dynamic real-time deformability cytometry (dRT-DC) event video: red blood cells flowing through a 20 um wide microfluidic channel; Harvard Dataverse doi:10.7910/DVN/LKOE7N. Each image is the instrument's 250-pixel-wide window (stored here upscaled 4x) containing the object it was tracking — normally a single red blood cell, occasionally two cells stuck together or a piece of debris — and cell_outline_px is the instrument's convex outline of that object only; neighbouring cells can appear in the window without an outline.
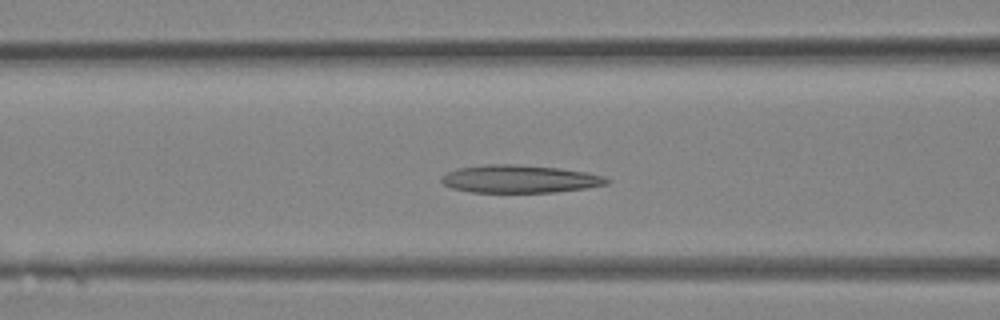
{"species": "Egyptian fruit bat (a non-hibernating species)", "species_latin": "Rousettus aegyptiacus", "temperature_condition": "room temperature", "stored_images_in_passage": 27, "camera_frame_rate_fps": 3000, "um_per_image_px": 0.085, "animal": {"sex": "female"}, "frame": {"image": 1, "passage_image": 7, "time_ms": 2.0, "image_size_px": [1000, 320], "cell_outline_px": [[612, 180], [608, 184], [584, 188], [556, 192], [472, 192], [452, 188], [444, 184], [440, 180], [440, 176], [456, 168], [488, 164], [512, 164], [560, 168], [588, 172], [604, 176]], "centroid_in_image_um": [44.18, 15.2], "position_along_channel_um": 122.4, "area_um2": 26.88}}
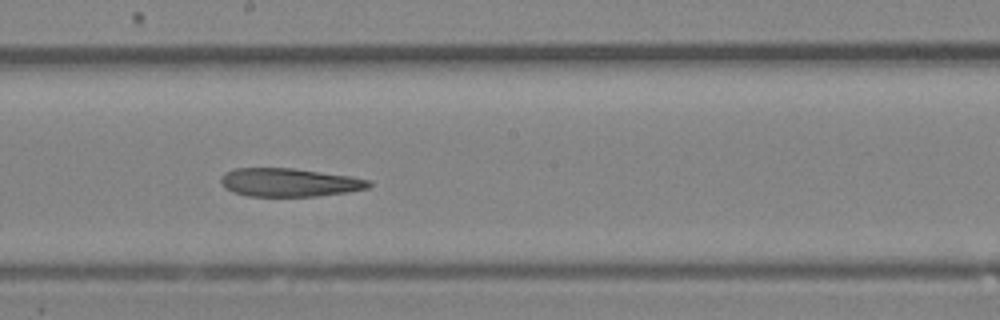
{"frame": {"image": 2, "passage_image": 12, "time_ms": 3.667, "image_size_px": [1000, 320], "cell_outline_px": [[372, 184], [368, 188], [348, 192], [316, 196], [248, 196], [232, 192], [224, 188], [220, 184], [220, 176], [224, 172], [236, 168], [292, 168], [352, 176], [372, 180]], "centroid_in_image_um": [24.57, 15.5], "position_along_channel_um": 223.6, "area_um2": 24.74}}
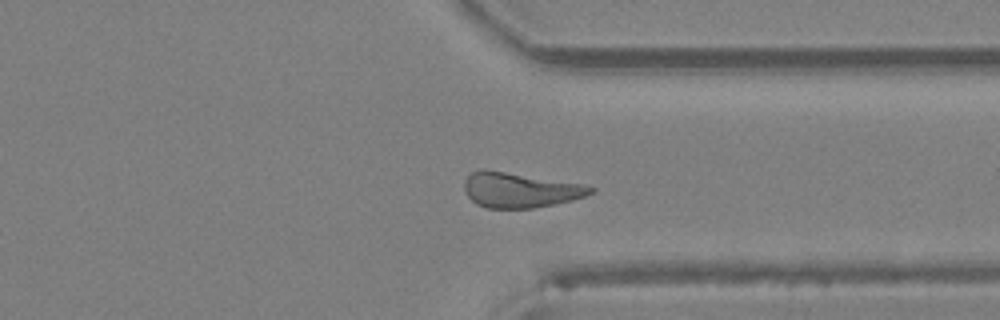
{"frame": {"image": 3, "passage_image": 19, "time_ms": 6.0, "image_size_px": [1000, 320], "cell_outline_px": [[596, 192], [572, 200], [532, 208], [488, 208], [476, 204], [468, 196], [464, 188], [464, 180], [472, 172], [480, 168], [484, 168], [584, 184], [596, 188]], "centroid_in_image_um": [44.19, 16.13], "position_along_channel_um": 367.2, "area_um2": 25.89}}